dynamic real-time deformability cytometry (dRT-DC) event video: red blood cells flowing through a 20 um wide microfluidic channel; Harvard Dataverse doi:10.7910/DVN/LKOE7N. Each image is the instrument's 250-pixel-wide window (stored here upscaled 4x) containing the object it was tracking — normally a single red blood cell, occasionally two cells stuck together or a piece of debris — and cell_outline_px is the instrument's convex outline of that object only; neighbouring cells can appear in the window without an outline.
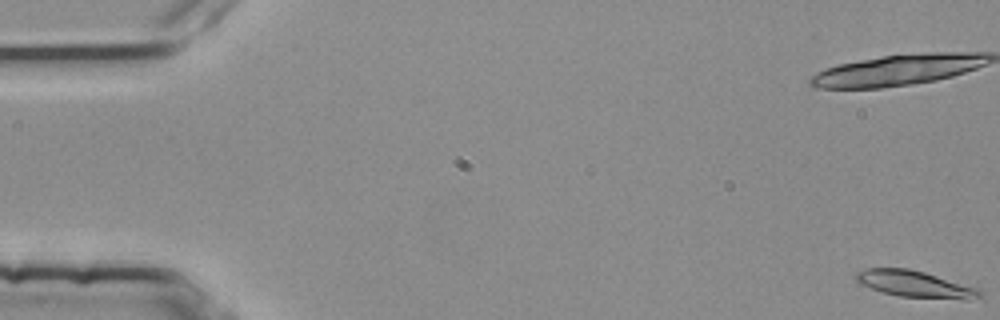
{"species": "common noctule bat (a hibernating species)", "species_latin": "Nyctalus noctula", "temperature_condition": "room temperature", "stored_images_in_passage": 30, "camera_frame_rate_fps": 3000, "um_per_image_px": 0.085, "animal": {"sex": "female", "body_mass_g": 25.1}, "frame": {"image": 1, "passage_image": 1, "time_ms": 0.0, "image_size_px": [1000, 320], "cell_outline_px": [[980, 296], [968, 300], [964, 300], [900, 296], [884, 292], [860, 284], [856, 280], [856, 272], [868, 268], [908, 268], [924, 272], [980, 288]], "centroid_in_image_um": [77.81, 24.15], "position_along_channel_um": 7.2, "area_um2": 19.02}}